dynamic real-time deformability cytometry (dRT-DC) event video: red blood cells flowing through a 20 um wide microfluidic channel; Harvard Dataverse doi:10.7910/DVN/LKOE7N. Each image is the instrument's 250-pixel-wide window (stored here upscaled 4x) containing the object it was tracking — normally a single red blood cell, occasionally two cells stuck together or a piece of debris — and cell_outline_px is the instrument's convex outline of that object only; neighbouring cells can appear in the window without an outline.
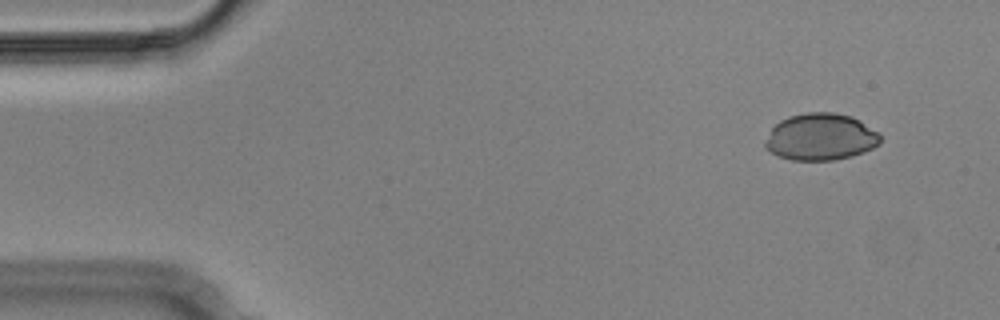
{"species": "Egyptian fruit bat (a non-hibernating species)", "species_latin": "Rousettus aegyptiacus", "temperature_condition": "cold", "stored_images_in_passage": 4, "camera_frame_rate_fps": 3000, "um_per_image_px": 0.085, "animal": {"sex": "male"}, "frame": {"image": 1, "passage_image": 1, "time_ms": 0.0, "image_size_px": [1000, 320], "cell_outline_px": [[880, 144], [864, 152], [852, 156], [832, 160], [792, 160], [780, 156], [772, 152], [764, 144], [764, 140], [772, 128], [780, 120], [788, 116], [808, 112], [832, 112], [852, 116], [860, 120], [876, 132], [880, 136]], "centroid_in_image_um": [69.75, 11.63], "position_along_channel_um": 15.2, "area_um2": 31.33}}